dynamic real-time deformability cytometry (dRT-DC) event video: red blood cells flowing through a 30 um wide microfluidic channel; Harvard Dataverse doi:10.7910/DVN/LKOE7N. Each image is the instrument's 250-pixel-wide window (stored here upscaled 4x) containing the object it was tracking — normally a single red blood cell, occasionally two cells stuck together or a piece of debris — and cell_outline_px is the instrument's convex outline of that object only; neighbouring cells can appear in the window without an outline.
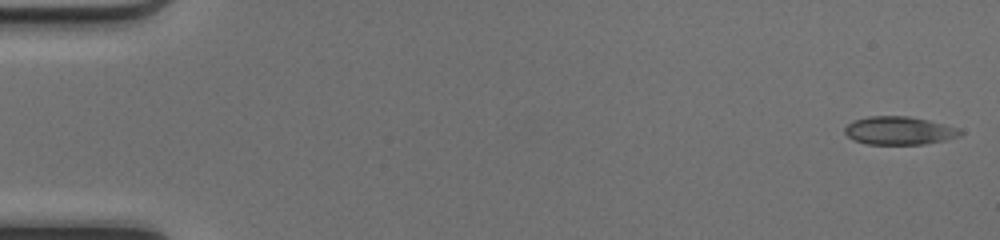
{"species": "common noctule bat (a hibernating species)", "species_latin": "Nyctalus noctula", "temperature_condition": "cold", "stored_images_in_passage": 49, "camera_frame_rate_fps": 3000, "um_per_image_px": 0.085, "animal": {"sex": "female", "body_mass_g": 17.0, "forearm_length_mm": 48.0}, "frame": {"image": 1, "passage_image": 1, "time_ms": 0.0, "image_size_px": [1000, 240], "cell_outline_px": [[964, 132], [960, 136], [944, 140], [924, 144], [868, 144], [852, 140], [844, 132], [844, 128], [852, 120], [868, 116], [908, 116], [928, 120], [960, 128]], "centroid_in_image_um": [76.42, 11.1], "position_along_channel_um": 8.6, "area_um2": 19.07}}
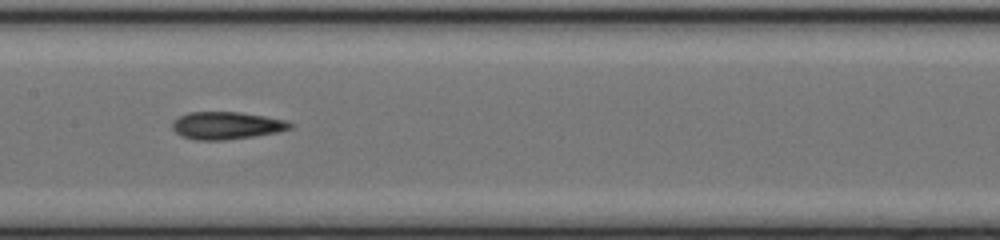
{"frame": {"image": 2, "passage_image": 25, "time_ms": 8.0, "image_size_px": [1000, 240], "cell_outline_px": [[296, 124], [292, 128], [276, 132], [256, 136], [224, 140], [196, 140], [180, 136], [172, 128], [172, 120], [188, 112], [240, 112], [288, 120]], "centroid_in_image_um": [19.27, 10.67], "position_along_channel_um": 188.1, "area_um2": 19.07}}
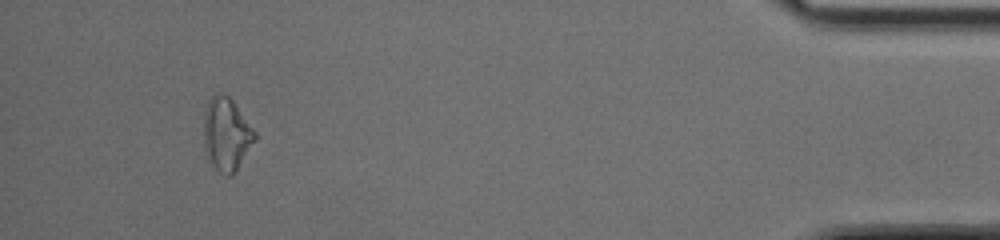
{"frame": {"image": 3, "passage_image": 46, "time_ms": 15.0, "image_size_px": [1000, 240], "cell_outline_px": [[256, 140], [236, 168], [228, 176], [224, 176], [212, 164], [204, 148], [204, 112], [208, 100], [216, 92], [220, 92], [228, 96], [232, 100], [256, 132]], "centroid_in_image_um": [19.23, 11.36], "position_along_channel_um": 416.0, "area_um2": 21.39}, "authors_computed_cell_mechanics": {"area_um2": 18.8428, "velocity_mm_per_s": 4.2098, "shape_relaxation_time_tau1_ms": 10.9398, "shape_relaxation_time_tau2_ms": 8.1547, "deformation_change_tau1": 0.2408, "deformation_change_tau2": 0.2165}}